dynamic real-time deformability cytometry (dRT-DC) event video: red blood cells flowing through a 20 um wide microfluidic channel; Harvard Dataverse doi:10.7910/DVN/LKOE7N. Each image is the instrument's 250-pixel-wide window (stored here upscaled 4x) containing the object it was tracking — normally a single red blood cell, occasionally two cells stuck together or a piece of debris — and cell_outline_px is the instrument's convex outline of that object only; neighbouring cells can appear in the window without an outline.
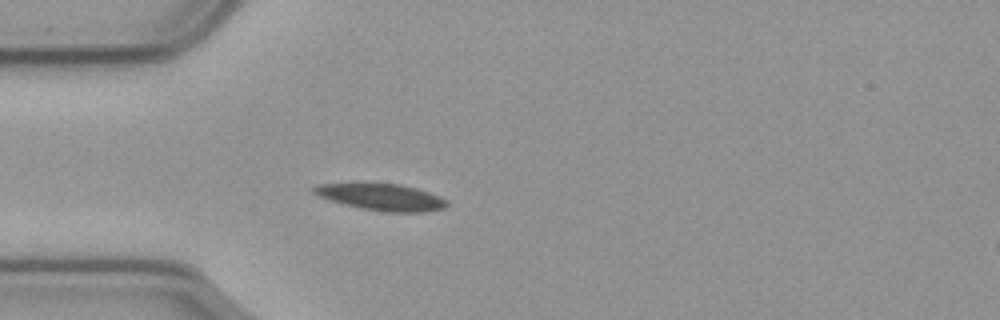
{"species": "common noctule bat (a hibernating species)", "species_latin": "Nyctalus noctula", "temperature_condition": "cold", "stored_images_in_passage": 44, "camera_frame_rate_fps": 3000, "um_per_image_px": 0.085, "animal": {"sex": "male", "body_mass_g": 23.1, "forearm_length_mm": 52.7}, "frame": {"image": 1, "passage_image": 6, "time_ms": 1.667, "image_size_px": [1000, 320], "cell_outline_px": [[448, 204], [444, 208], [424, 212], [384, 212], [360, 208], [328, 200], [312, 192], [312, 188], [316, 184], [352, 180], [356, 180], [400, 184], [416, 188], [440, 196]], "centroid_in_image_um": [32.29, 16.69], "position_along_channel_um": 52.7, "area_um2": 21.68}}
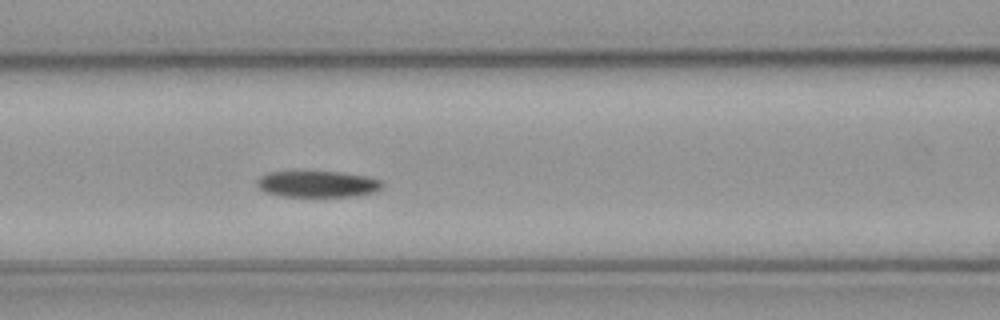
{"frame": {"image": 2, "passage_image": 14, "time_ms": 4.333, "image_size_px": [1000, 320], "cell_outline_px": [[380, 188], [376, 192], [356, 196], [280, 196], [264, 192], [256, 184], [256, 180], [260, 176], [272, 172], [340, 172], [364, 176], [380, 180]], "centroid_in_image_um": [26.95, 15.65], "position_along_channel_um": 139.7, "area_um2": 18.96}}
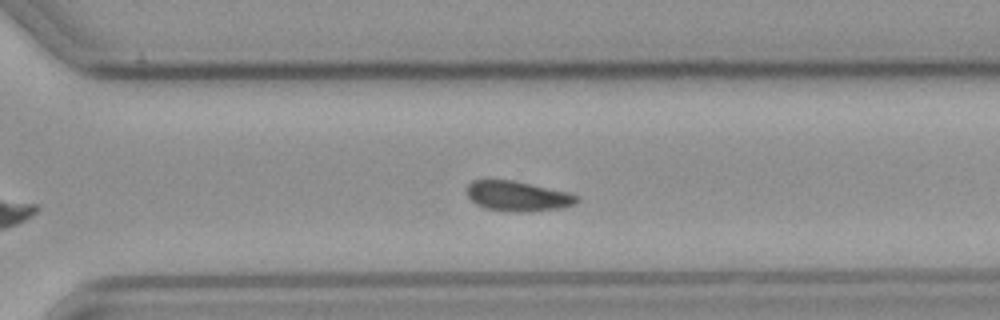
{"frame": {"image": 3, "passage_image": 30, "time_ms": 9.667, "image_size_px": [1000, 320], "cell_outline_px": [[580, 200], [576, 204], [564, 208], [532, 212], [512, 212], [484, 208], [476, 204], [468, 196], [468, 184], [472, 180], [512, 180], [568, 192], [580, 196]], "centroid_in_image_um": [44.07, 16.69], "position_along_channel_um": 326.5, "area_um2": 19.48}}